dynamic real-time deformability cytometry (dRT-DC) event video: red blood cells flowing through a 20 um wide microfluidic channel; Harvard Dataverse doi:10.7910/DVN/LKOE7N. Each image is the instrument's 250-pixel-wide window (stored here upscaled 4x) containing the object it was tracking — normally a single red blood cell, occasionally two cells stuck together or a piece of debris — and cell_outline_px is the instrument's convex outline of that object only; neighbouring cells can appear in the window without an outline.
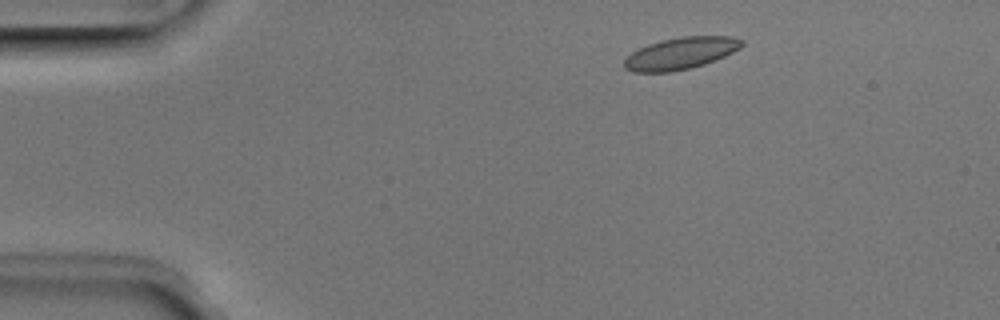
{"species": "Egyptian fruit bat (a non-hibernating species)", "species_latin": "Rousettus aegyptiacus", "temperature_condition": "room temperature", "stored_images_in_passage": 48, "camera_frame_rate_fps": 3000, "um_per_image_px": 0.085, "animal": {"sex": "male"}, "frame": {"image": 1, "passage_image": 5, "time_ms": 1.333, "image_size_px": [1000, 320], "cell_outline_px": [[744, 44], [740, 48], [716, 60], [704, 64], [672, 72], [632, 72], [624, 68], [624, 60], [632, 52], [648, 44], [660, 40], [680, 36], [732, 36], [744, 40]], "centroid_in_image_um": [57.86, 4.52], "position_along_channel_um": 27.1, "area_um2": 21.91}}
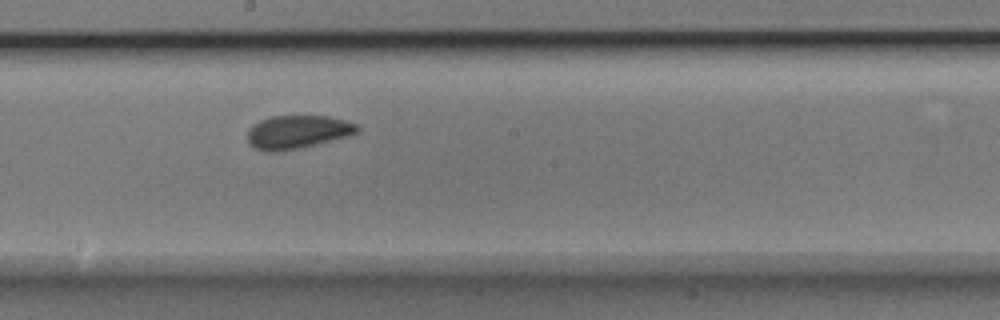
{"frame": {"image": 2, "passage_image": 25, "time_ms": 8.0, "image_size_px": [1000, 320], "cell_outline_px": [[360, 128], [356, 132], [348, 136], [300, 148], [276, 152], [264, 152], [256, 148], [248, 140], [248, 128], [252, 124], [260, 120], [272, 116], [328, 116], [344, 120], [356, 124]], "centroid_in_image_um": [25.26, 11.22], "position_along_channel_um": 222.9, "area_um2": 21.21}}
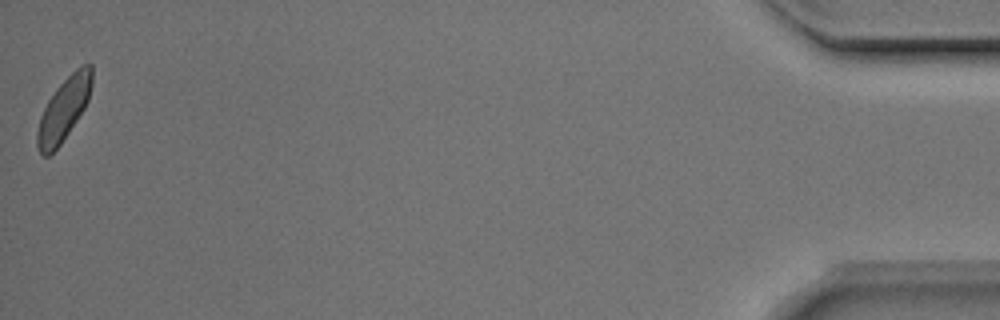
{"frame": {"image": 3, "passage_image": 48, "time_ms": 15.667, "image_size_px": [1000, 320], "cell_outline_px": [[92, 84], [88, 100], [84, 108], [60, 144], [48, 156], [44, 156], [40, 152], [36, 144], [36, 132], [40, 116], [48, 100], [56, 88], [80, 64], [92, 64]], "centroid_in_image_um": [5.41, 9.26], "position_along_channel_um": 429.8, "area_um2": 19.77}, "authors_computed_cell_mechanics": {"area_um2": 21.1259, "velocity_mm_per_s": 3.929, "shape_relaxation_time_tau1_ms": 2.7562, "shape_relaxation_time_tau2_ms": 1.5697, "deformation_change_tau1": 0.0594, "deformation_change_tau2": 0.0618}}